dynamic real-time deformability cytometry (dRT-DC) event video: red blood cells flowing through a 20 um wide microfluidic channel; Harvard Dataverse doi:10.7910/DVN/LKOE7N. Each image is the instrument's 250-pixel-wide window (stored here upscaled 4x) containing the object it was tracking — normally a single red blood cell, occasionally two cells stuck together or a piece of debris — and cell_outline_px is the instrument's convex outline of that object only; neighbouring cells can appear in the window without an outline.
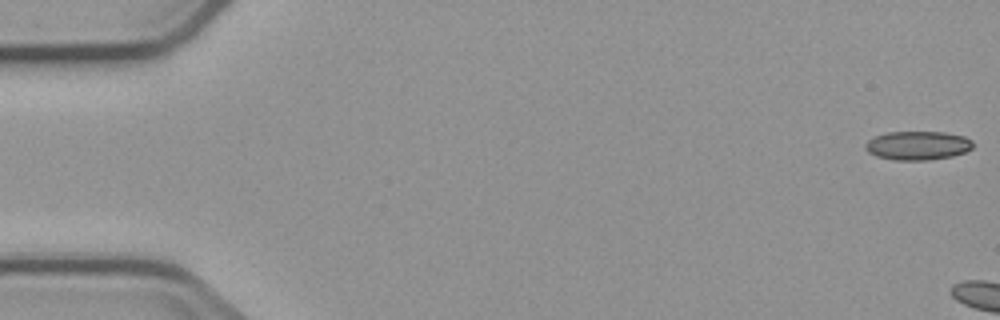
{"species": "common noctule bat (a hibernating species)", "species_latin": "Nyctalus noctula", "temperature_condition": "cold", "stored_images_in_passage": 10, "camera_frame_rate_fps": 3000, "um_per_image_px": 0.085, "animal": {"sex": "male", "body_mass_g": 23.1, "forearm_length_mm": 52.7}, "frame": {"image": 1, "passage_image": 1, "time_ms": 0.0, "image_size_px": [1000, 320], "cell_outline_px": [[972, 148], [964, 152], [952, 156], [928, 160], [896, 160], [876, 156], [868, 152], [864, 148], [864, 144], [868, 140], [876, 136], [888, 132], [944, 132], [964, 136], [972, 140]], "centroid_in_image_um": [77.99, 12.37], "position_along_channel_um": 7.0, "area_um2": 18.03}}
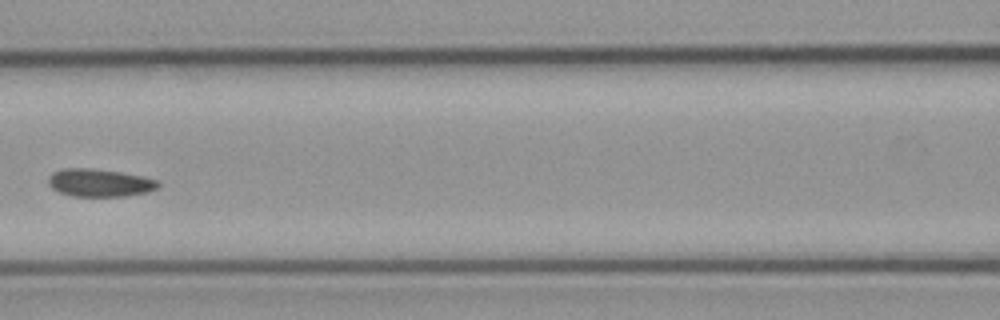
{"frame": {"image": 2, "passage_image": 9, "time_ms": 9.667, "image_size_px": [1000, 320], "cell_outline_px": [[160, 188], [148, 192], [124, 196], [72, 196], [60, 192], [52, 188], [48, 184], [48, 176], [52, 172], [64, 168], [92, 168], [120, 172], [144, 176], [160, 180]], "centroid_in_image_um": [8.51, 15.53], "position_along_channel_um": 158.1, "area_um2": 18.03}}
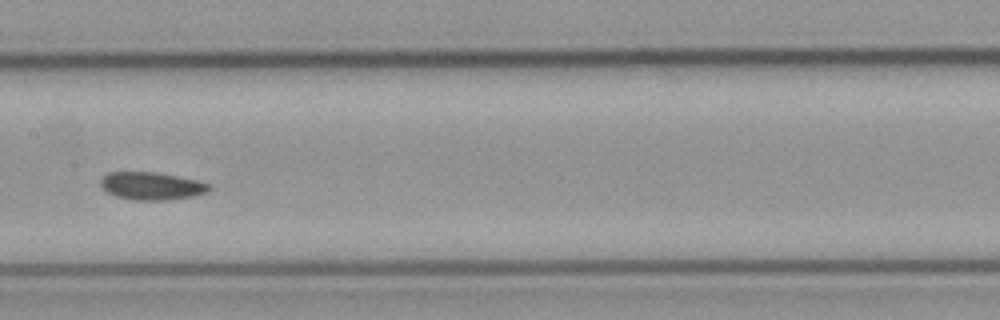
{"frame": {"image": 3, "passage_image": 10, "time_ms": 10.667, "image_size_px": [1000, 320], "cell_outline_px": [[212, 188], [208, 192], [192, 196], [168, 200], [136, 200], [116, 196], [108, 192], [100, 184], [100, 180], [108, 172], [156, 172], [196, 180], [208, 184]], "centroid_in_image_um": [12.89, 15.8], "position_along_channel_um": 194.5, "area_um2": 17.34}}